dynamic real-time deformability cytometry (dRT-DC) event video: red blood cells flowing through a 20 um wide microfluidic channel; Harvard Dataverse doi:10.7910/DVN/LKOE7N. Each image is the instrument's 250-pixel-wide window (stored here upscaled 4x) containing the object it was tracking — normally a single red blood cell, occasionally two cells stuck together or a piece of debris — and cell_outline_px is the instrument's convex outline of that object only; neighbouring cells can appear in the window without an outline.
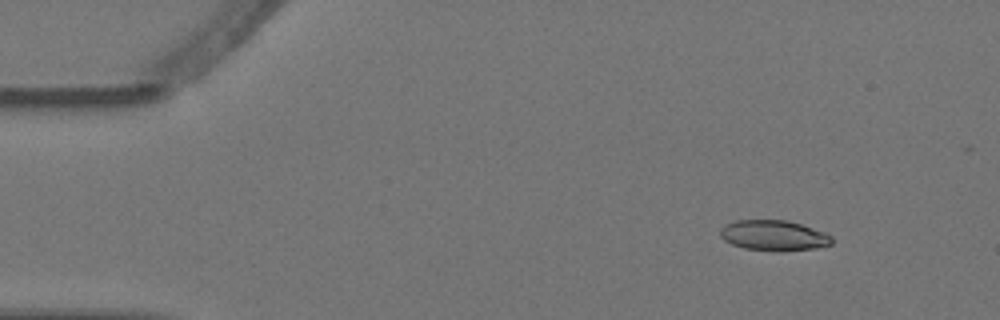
{"species": "Egyptian fruit bat (a non-hibernating species)", "species_latin": "Rousettus aegyptiacus", "temperature_condition": "warm", "stored_images_in_passage": 5, "camera_frame_rate_fps": 3000, "um_per_image_px": 0.085, "animal": {"sex": "female"}, "frame": {"image": 1, "passage_image": 2, "time_ms": 0.333, "image_size_px": [1000, 320], "cell_outline_px": [[832, 244], [816, 248], [780, 252], [776, 252], [744, 248], [732, 244], [724, 240], [720, 236], [720, 228], [724, 224], [736, 220], [788, 220], [824, 232], [832, 236]], "centroid_in_image_um": [65.75, 20.02], "position_along_channel_um": 19.2, "area_um2": 20.0}}